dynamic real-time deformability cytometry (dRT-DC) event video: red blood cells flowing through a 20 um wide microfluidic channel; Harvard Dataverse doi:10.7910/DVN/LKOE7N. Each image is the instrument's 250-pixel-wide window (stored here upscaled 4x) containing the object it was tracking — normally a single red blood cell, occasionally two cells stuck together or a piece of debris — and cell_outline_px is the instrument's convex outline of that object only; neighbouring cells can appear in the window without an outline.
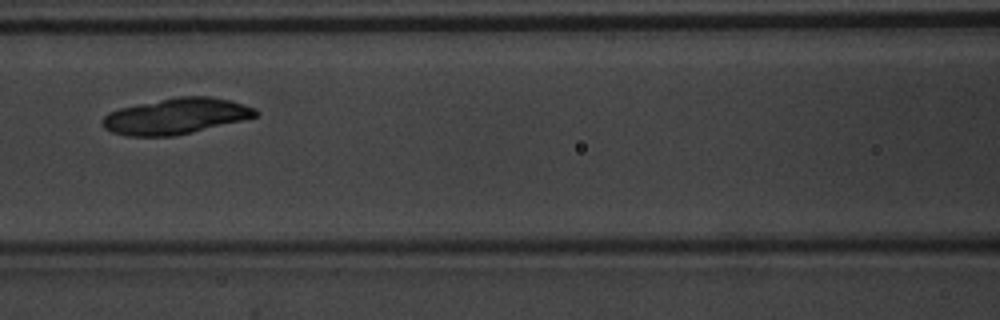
{"species": "common noctule bat (a hibernating species)", "species_latin": "Nyctalus noctula", "temperature_condition": "warm", "stored_images_in_passage": 4, "camera_frame_rate_fps": 3000, "um_per_image_px": 0.085, "animal": {"sex": "male", "body_mass_g": 20.1, "forearm_length_mm": 53.5}, "frame": {"image": 1, "passage_image": 4, "time_ms": 1.0, "image_size_px": [1000, 320], "cell_outline_px": [[256, 116], [192, 132], [172, 136], [128, 136], [112, 132], [104, 128], [104, 116], [108, 112], [120, 108], [180, 96], [208, 96], [232, 100], [256, 108]], "centroid_in_image_um": [14.95, 9.87], "position_along_channel_um": 151.6, "area_um2": 31.44}}